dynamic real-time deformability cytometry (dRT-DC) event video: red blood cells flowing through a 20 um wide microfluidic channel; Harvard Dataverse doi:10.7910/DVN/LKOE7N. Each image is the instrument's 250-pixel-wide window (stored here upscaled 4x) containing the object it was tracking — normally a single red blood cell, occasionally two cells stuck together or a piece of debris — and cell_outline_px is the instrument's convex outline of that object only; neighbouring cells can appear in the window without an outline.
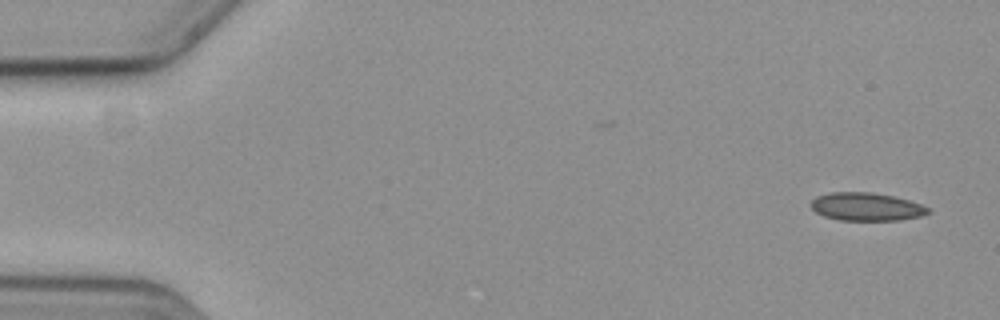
{"species": "common noctule bat (a hibernating species)", "species_latin": "Nyctalus noctula", "temperature_condition": "cold", "stored_images_in_passage": 57, "camera_frame_rate_fps": 3000, "um_per_image_px": 0.085, "animal": {"sex": "female", "body_mass_g": 19.3, "forearm_length_mm": 54.1}, "frame": {"image": 1, "passage_image": 2, "time_ms": 0.333, "image_size_px": [1000, 320], "cell_outline_px": [[928, 212], [920, 216], [896, 220], [840, 220], [824, 216], [816, 212], [812, 208], [812, 200], [816, 196], [832, 192], [872, 192], [892, 196], [908, 200], [920, 204], [928, 208]], "centroid_in_image_um": [73.6, 17.56], "position_along_channel_um": 11.4, "area_um2": 18.84}}
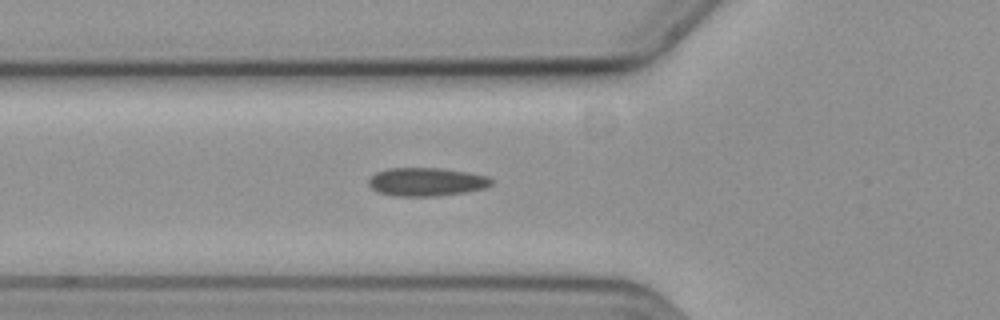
{"frame": {"image": 2, "passage_image": 20, "time_ms": 6.333, "image_size_px": [1000, 320], "cell_outline_px": [[492, 184], [484, 188], [468, 192], [436, 196], [392, 196], [376, 192], [368, 184], [368, 180], [376, 172], [388, 168], [440, 168], [468, 172], [488, 176], [492, 180]], "centroid_in_image_um": [36.23, 15.46], "position_along_channel_um": 89.6, "area_um2": 20.46}}
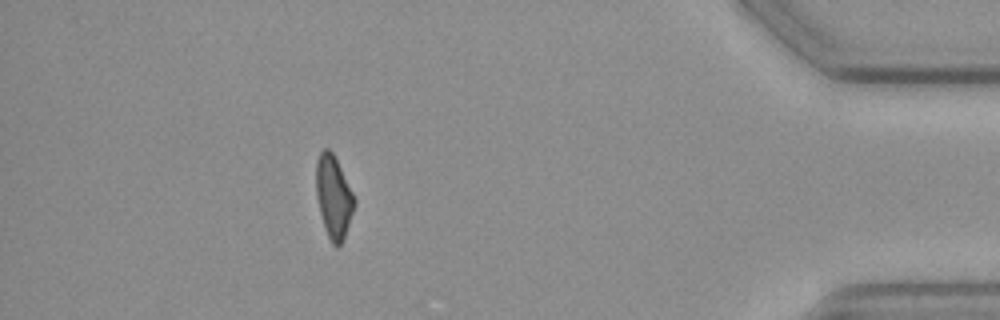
{"frame": {"image": 3, "passage_image": 51, "time_ms": 16.667, "image_size_px": [1000, 320], "cell_outline_px": [[356, 204], [344, 236], [340, 244], [336, 248], [332, 244], [324, 228], [316, 196], [316, 160], [320, 152], [324, 148], [328, 148], [332, 152], [356, 196]], "centroid_in_image_um": [28.36, 16.72], "position_along_channel_um": 406.8, "area_um2": 18.5}}